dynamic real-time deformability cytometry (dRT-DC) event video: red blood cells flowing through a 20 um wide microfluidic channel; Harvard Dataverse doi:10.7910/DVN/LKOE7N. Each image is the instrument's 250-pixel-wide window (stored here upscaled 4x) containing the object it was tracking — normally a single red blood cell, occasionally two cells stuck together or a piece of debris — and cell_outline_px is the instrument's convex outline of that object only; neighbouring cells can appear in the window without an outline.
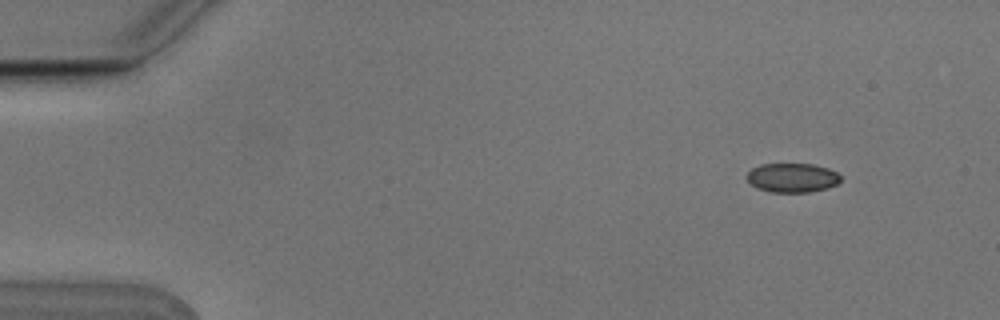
{"species": "Egyptian fruit bat (a non-hibernating species)", "species_latin": "Rousettus aegyptiacus", "temperature_condition": "cold", "stored_images_in_passage": 5, "segment_of_instrument_passage": [1, 2], "camera_frame_rate_fps": 3000, "um_per_image_px": 0.085, "animal": {"sex": "male"}, "frame": {"image": 1, "passage_image": 1, "time_ms": 0.0, "image_size_px": [1000, 320], "cell_outline_px": [[840, 180], [836, 184], [828, 188], [808, 192], [768, 192], [756, 188], [748, 180], [748, 172], [752, 168], [760, 164], [812, 164], [828, 168], [836, 172], [840, 176]], "centroid_in_image_um": [67.34, 15.11], "position_along_channel_um": 17.7, "area_um2": 15.9}}
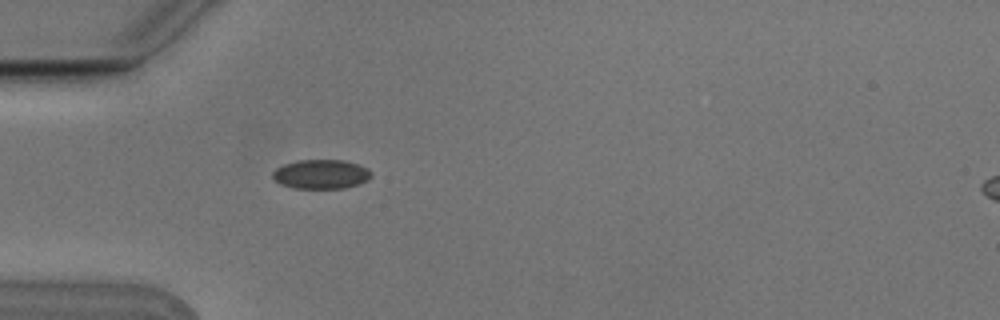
{"frame": {"image": 2, "passage_image": 4, "time_ms": 1.0, "image_size_px": [1000, 320], "cell_outline_px": [[372, 176], [368, 180], [360, 184], [344, 188], [292, 188], [280, 184], [272, 176], [272, 172], [276, 168], [284, 164], [296, 160], [344, 160], [368, 168], [372, 172]], "centroid_in_image_um": [27.3, 14.81], "position_along_channel_um": 57.7, "area_um2": 16.94}}